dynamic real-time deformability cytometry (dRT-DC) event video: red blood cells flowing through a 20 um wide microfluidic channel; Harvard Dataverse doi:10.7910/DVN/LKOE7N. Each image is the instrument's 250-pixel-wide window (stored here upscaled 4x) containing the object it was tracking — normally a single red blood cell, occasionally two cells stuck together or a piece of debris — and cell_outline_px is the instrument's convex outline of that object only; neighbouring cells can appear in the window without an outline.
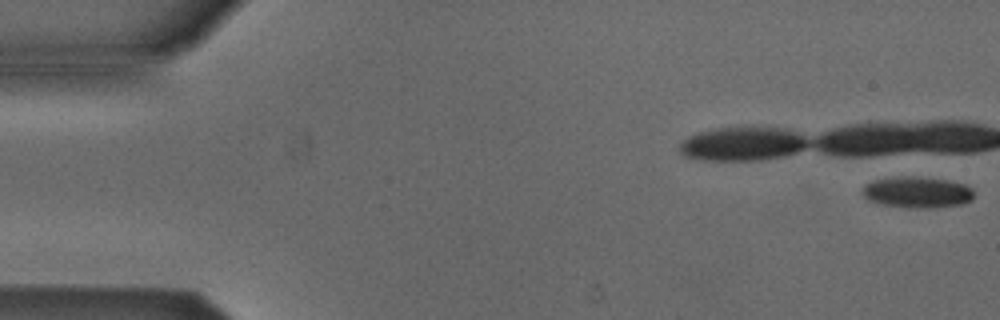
{"species": "Egyptian fruit bat (a non-hibernating species)", "species_latin": "Rousettus aegyptiacus", "temperature_condition": "cold", "stored_images_in_passage": 5, "camera_frame_rate_fps": 3000, "um_per_image_px": 0.085, "animal": {"sex": "male"}, "frame": {"image": 1, "passage_image": 1, "time_ms": 0.0, "image_size_px": [1000, 320], "cell_outline_px": [[972, 200], [960, 204], [928, 208], [916, 208], [884, 204], [868, 200], [864, 196], [864, 188], [868, 184], [876, 180], [908, 176], [912, 176], [944, 180], [964, 184], [972, 188]], "centroid_in_image_um": [78.0, 16.35], "position_along_channel_um": 7.0, "area_um2": 19.54}}
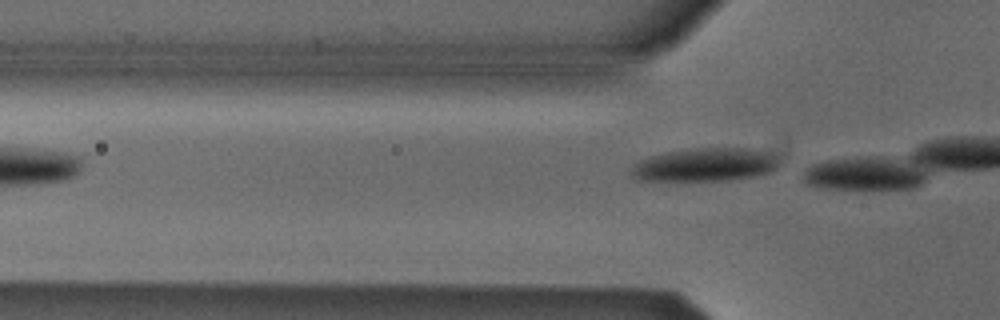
{"frame": {"image": 2, "passage_image": 5, "time_ms": 1.333, "image_size_px": [1000, 320], "cell_outline_px": [[780, 160], [776, 168], [768, 172], [756, 176], [728, 180], [636, 180], [632, 176], [632, 168], [640, 160], [652, 156], [668, 152], [692, 148], [748, 148], [764, 152], [776, 156]], "centroid_in_image_um": [59.95, 14.0], "position_along_channel_um": 65.8, "area_um2": 28.32}}